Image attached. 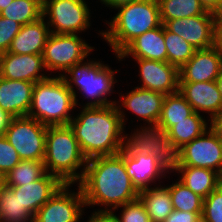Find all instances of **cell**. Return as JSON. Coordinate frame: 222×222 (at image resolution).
Returning a JSON list of instances; mask_svg holds the SVG:
<instances>
[{"instance_id":"ba28073f","label":"cell","mask_w":222,"mask_h":222,"mask_svg":"<svg viewBox=\"0 0 222 222\" xmlns=\"http://www.w3.org/2000/svg\"><path fill=\"white\" fill-rule=\"evenodd\" d=\"M86 0H44L42 17L53 34L86 32L92 22V12Z\"/></svg>"},{"instance_id":"52a82bcc","label":"cell","mask_w":222,"mask_h":222,"mask_svg":"<svg viewBox=\"0 0 222 222\" xmlns=\"http://www.w3.org/2000/svg\"><path fill=\"white\" fill-rule=\"evenodd\" d=\"M94 49L95 46H90L80 35L50 33L42 54L45 69L50 76L53 73L56 76L57 72L58 76H63L70 67L89 57Z\"/></svg>"},{"instance_id":"d590c367","label":"cell","mask_w":222,"mask_h":222,"mask_svg":"<svg viewBox=\"0 0 222 222\" xmlns=\"http://www.w3.org/2000/svg\"><path fill=\"white\" fill-rule=\"evenodd\" d=\"M20 161L15 148L4 135L0 136V173L6 176Z\"/></svg>"},{"instance_id":"b9f144b4","label":"cell","mask_w":222,"mask_h":222,"mask_svg":"<svg viewBox=\"0 0 222 222\" xmlns=\"http://www.w3.org/2000/svg\"><path fill=\"white\" fill-rule=\"evenodd\" d=\"M209 127L222 139V110L209 121Z\"/></svg>"},{"instance_id":"f546056e","label":"cell","mask_w":222,"mask_h":222,"mask_svg":"<svg viewBox=\"0 0 222 222\" xmlns=\"http://www.w3.org/2000/svg\"><path fill=\"white\" fill-rule=\"evenodd\" d=\"M43 161L21 160L6 176L7 187H19L33 183L46 174Z\"/></svg>"},{"instance_id":"2e32d148","label":"cell","mask_w":222,"mask_h":222,"mask_svg":"<svg viewBox=\"0 0 222 222\" xmlns=\"http://www.w3.org/2000/svg\"><path fill=\"white\" fill-rule=\"evenodd\" d=\"M118 154L124 159L126 172L138 191L163 183L160 180L167 179L166 175L171 173L151 154H129L124 148Z\"/></svg>"},{"instance_id":"8d00e7d4","label":"cell","mask_w":222,"mask_h":222,"mask_svg":"<svg viewBox=\"0 0 222 222\" xmlns=\"http://www.w3.org/2000/svg\"><path fill=\"white\" fill-rule=\"evenodd\" d=\"M21 24L0 15V52H8L13 38L19 33Z\"/></svg>"},{"instance_id":"8fae6325","label":"cell","mask_w":222,"mask_h":222,"mask_svg":"<svg viewBox=\"0 0 222 222\" xmlns=\"http://www.w3.org/2000/svg\"><path fill=\"white\" fill-rule=\"evenodd\" d=\"M74 186H77L76 191L71 189L73 184H63L46 204L36 212L34 222L83 221L86 208L84 196L80 186L78 184Z\"/></svg>"},{"instance_id":"6da1fadb","label":"cell","mask_w":222,"mask_h":222,"mask_svg":"<svg viewBox=\"0 0 222 222\" xmlns=\"http://www.w3.org/2000/svg\"><path fill=\"white\" fill-rule=\"evenodd\" d=\"M80 186L86 208L113 211L119 206L139 198V191L133 185L119 155L98 156L87 160Z\"/></svg>"},{"instance_id":"7c38bea8","label":"cell","mask_w":222,"mask_h":222,"mask_svg":"<svg viewBox=\"0 0 222 222\" xmlns=\"http://www.w3.org/2000/svg\"><path fill=\"white\" fill-rule=\"evenodd\" d=\"M176 166L207 168L222 176V139L209 127L179 149Z\"/></svg>"},{"instance_id":"d6a6232c","label":"cell","mask_w":222,"mask_h":222,"mask_svg":"<svg viewBox=\"0 0 222 222\" xmlns=\"http://www.w3.org/2000/svg\"><path fill=\"white\" fill-rule=\"evenodd\" d=\"M164 42L167 51V62L180 69L193 56L196 49L179 35L164 27Z\"/></svg>"},{"instance_id":"83f0119b","label":"cell","mask_w":222,"mask_h":222,"mask_svg":"<svg viewBox=\"0 0 222 222\" xmlns=\"http://www.w3.org/2000/svg\"><path fill=\"white\" fill-rule=\"evenodd\" d=\"M0 222H34V216L6 185L0 190Z\"/></svg>"},{"instance_id":"836d02e7","label":"cell","mask_w":222,"mask_h":222,"mask_svg":"<svg viewBox=\"0 0 222 222\" xmlns=\"http://www.w3.org/2000/svg\"><path fill=\"white\" fill-rule=\"evenodd\" d=\"M201 217L205 222H222V184L203 199Z\"/></svg>"},{"instance_id":"9a60e30c","label":"cell","mask_w":222,"mask_h":222,"mask_svg":"<svg viewBox=\"0 0 222 222\" xmlns=\"http://www.w3.org/2000/svg\"><path fill=\"white\" fill-rule=\"evenodd\" d=\"M139 67V88L165 95L179 91V69L168 62L132 58Z\"/></svg>"},{"instance_id":"ab89813d","label":"cell","mask_w":222,"mask_h":222,"mask_svg":"<svg viewBox=\"0 0 222 222\" xmlns=\"http://www.w3.org/2000/svg\"><path fill=\"white\" fill-rule=\"evenodd\" d=\"M214 47L222 54V14L216 15Z\"/></svg>"},{"instance_id":"7bdbcfd3","label":"cell","mask_w":222,"mask_h":222,"mask_svg":"<svg viewBox=\"0 0 222 222\" xmlns=\"http://www.w3.org/2000/svg\"><path fill=\"white\" fill-rule=\"evenodd\" d=\"M12 116L0 108V136L4 135L6 128L8 127Z\"/></svg>"},{"instance_id":"1f68e13d","label":"cell","mask_w":222,"mask_h":222,"mask_svg":"<svg viewBox=\"0 0 222 222\" xmlns=\"http://www.w3.org/2000/svg\"><path fill=\"white\" fill-rule=\"evenodd\" d=\"M176 180L172 181L171 185H166L171 195L173 210L202 213L203 198Z\"/></svg>"},{"instance_id":"277c9868","label":"cell","mask_w":222,"mask_h":222,"mask_svg":"<svg viewBox=\"0 0 222 222\" xmlns=\"http://www.w3.org/2000/svg\"><path fill=\"white\" fill-rule=\"evenodd\" d=\"M87 57L83 62L70 67L62 76L69 89L72 91L76 107H104L114 105V100L110 95L116 92L115 84L118 83L116 73L118 69L113 70L109 64L102 60L89 59ZM79 91V92H78ZM82 95L83 101L79 103L78 98ZM109 97V98H108ZM82 104V105H81Z\"/></svg>"},{"instance_id":"4fadbf2b","label":"cell","mask_w":222,"mask_h":222,"mask_svg":"<svg viewBox=\"0 0 222 222\" xmlns=\"http://www.w3.org/2000/svg\"><path fill=\"white\" fill-rule=\"evenodd\" d=\"M126 92L125 94L120 92L118 97L121 99L115 103L125 129L128 121L125 110L133 113L139 119L138 121L142 120V126H157L166 95L137 86Z\"/></svg>"},{"instance_id":"30bf717a","label":"cell","mask_w":222,"mask_h":222,"mask_svg":"<svg viewBox=\"0 0 222 222\" xmlns=\"http://www.w3.org/2000/svg\"><path fill=\"white\" fill-rule=\"evenodd\" d=\"M47 128L29 116L12 117L4 136L21 160L44 161Z\"/></svg>"},{"instance_id":"e575fe53","label":"cell","mask_w":222,"mask_h":222,"mask_svg":"<svg viewBox=\"0 0 222 222\" xmlns=\"http://www.w3.org/2000/svg\"><path fill=\"white\" fill-rule=\"evenodd\" d=\"M117 209H120V214L119 212L116 214L120 222H152L144 204L139 198L133 202L119 206L113 211Z\"/></svg>"},{"instance_id":"7402d4cb","label":"cell","mask_w":222,"mask_h":222,"mask_svg":"<svg viewBox=\"0 0 222 222\" xmlns=\"http://www.w3.org/2000/svg\"><path fill=\"white\" fill-rule=\"evenodd\" d=\"M63 183L54 175L46 173L33 183L19 187H10L18 195L24 209L33 216L60 189Z\"/></svg>"},{"instance_id":"ac0fdd59","label":"cell","mask_w":222,"mask_h":222,"mask_svg":"<svg viewBox=\"0 0 222 222\" xmlns=\"http://www.w3.org/2000/svg\"><path fill=\"white\" fill-rule=\"evenodd\" d=\"M222 72V54L213 46L196 50L179 69V82L215 81Z\"/></svg>"},{"instance_id":"f35d334b","label":"cell","mask_w":222,"mask_h":222,"mask_svg":"<svg viewBox=\"0 0 222 222\" xmlns=\"http://www.w3.org/2000/svg\"><path fill=\"white\" fill-rule=\"evenodd\" d=\"M201 215L202 213L173 210V212L164 222H194Z\"/></svg>"},{"instance_id":"44dd1931","label":"cell","mask_w":222,"mask_h":222,"mask_svg":"<svg viewBox=\"0 0 222 222\" xmlns=\"http://www.w3.org/2000/svg\"><path fill=\"white\" fill-rule=\"evenodd\" d=\"M34 85L0 77V108L12 117L28 116Z\"/></svg>"},{"instance_id":"5b68a950","label":"cell","mask_w":222,"mask_h":222,"mask_svg":"<svg viewBox=\"0 0 222 222\" xmlns=\"http://www.w3.org/2000/svg\"><path fill=\"white\" fill-rule=\"evenodd\" d=\"M43 162L46 172L63 184L74 185L82 180L87 158L69 125L48 126Z\"/></svg>"},{"instance_id":"7a4b0ae2","label":"cell","mask_w":222,"mask_h":222,"mask_svg":"<svg viewBox=\"0 0 222 222\" xmlns=\"http://www.w3.org/2000/svg\"><path fill=\"white\" fill-rule=\"evenodd\" d=\"M69 123L83 155L88 159L112 156L124 148L125 127L116 105L76 107Z\"/></svg>"},{"instance_id":"f6af8a7d","label":"cell","mask_w":222,"mask_h":222,"mask_svg":"<svg viewBox=\"0 0 222 222\" xmlns=\"http://www.w3.org/2000/svg\"><path fill=\"white\" fill-rule=\"evenodd\" d=\"M215 82L217 84L218 90H219L221 97H222V72L219 75V77L215 80Z\"/></svg>"},{"instance_id":"4316f807","label":"cell","mask_w":222,"mask_h":222,"mask_svg":"<svg viewBox=\"0 0 222 222\" xmlns=\"http://www.w3.org/2000/svg\"><path fill=\"white\" fill-rule=\"evenodd\" d=\"M193 113L192 106L179 91L167 94L163 101L157 126L167 131L175 122H181Z\"/></svg>"},{"instance_id":"74e56055","label":"cell","mask_w":222,"mask_h":222,"mask_svg":"<svg viewBox=\"0 0 222 222\" xmlns=\"http://www.w3.org/2000/svg\"><path fill=\"white\" fill-rule=\"evenodd\" d=\"M93 210L85 222H120L116 216L117 211Z\"/></svg>"},{"instance_id":"4dcf8cb0","label":"cell","mask_w":222,"mask_h":222,"mask_svg":"<svg viewBox=\"0 0 222 222\" xmlns=\"http://www.w3.org/2000/svg\"><path fill=\"white\" fill-rule=\"evenodd\" d=\"M42 9L43 2L41 0H13L11 4L0 12V15L23 26L40 19Z\"/></svg>"},{"instance_id":"e0dca14e","label":"cell","mask_w":222,"mask_h":222,"mask_svg":"<svg viewBox=\"0 0 222 222\" xmlns=\"http://www.w3.org/2000/svg\"><path fill=\"white\" fill-rule=\"evenodd\" d=\"M42 54L1 53L0 77L36 83L48 78Z\"/></svg>"},{"instance_id":"603a6c76","label":"cell","mask_w":222,"mask_h":222,"mask_svg":"<svg viewBox=\"0 0 222 222\" xmlns=\"http://www.w3.org/2000/svg\"><path fill=\"white\" fill-rule=\"evenodd\" d=\"M50 30L43 17L21 26L13 38L8 52L12 54H43Z\"/></svg>"},{"instance_id":"ffe728a7","label":"cell","mask_w":222,"mask_h":222,"mask_svg":"<svg viewBox=\"0 0 222 222\" xmlns=\"http://www.w3.org/2000/svg\"><path fill=\"white\" fill-rule=\"evenodd\" d=\"M125 57L167 62L163 24L136 37L116 55L119 62L125 60Z\"/></svg>"},{"instance_id":"60d3db41","label":"cell","mask_w":222,"mask_h":222,"mask_svg":"<svg viewBox=\"0 0 222 222\" xmlns=\"http://www.w3.org/2000/svg\"><path fill=\"white\" fill-rule=\"evenodd\" d=\"M204 9L216 15L221 14V0H199Z\"/></svg>"},{"instance_id":"d4e9b609","label":"cell","mask_w":222,"mask_h":222,"mask_svg":"<svg viewBox=\"0 0 222 222\" xmlns=\"http://www.w3.org/2000/svg\"><path fill=\"white\" fill-rule=\"evenodd\" d=\"M139 199L152 222H164L173 212L171 195L166 185H154L139 191Z\"/></svg>"},{"instance_id":"5bb4252c","label":"cell","mask_w":222,"mask_h":222,"mask_svg":"<svg viewBox=\"0 0 222 222\" xmlns=\"http://www.w3.org/2000/svg\"><path fill=\"white\" fill-rule=\"evenodd\" d=\"M216 14H206L166 21L163 26L185 39L196 50L214 46Z\"/></svg>"},{"instance_id":"484cf974","label":"cell","mask_w":222,"mask_h":222,"mask_svg":"<svg viewBox=\"0 0 222 222\" xmlns=\"http://www.w3.org/2000/svg\"><path fill=\"white\" fill-rule=\"evenodd\" d=\"M209 128L207 117L194 112L191 116L181 122H175L166 134L170 137L174 145L180 149L186 143L201 136Z\"/></svg>"},{"instance_id":"d6986e66","label":"cell","mask_w":222,"mask_h":222,"mask_svg":"<svg viewBox=\"0 0 222 222\" xmlns=\"http://www.w3.org/2000/svg\"><path fill=\"white\" fill-rule=\"evenodd\" d=\"M179 92L194 112L208 114L209 121L222 110V97L215 81L179 82Z\"/></svg>"},{"instance_id":"f1b7e54d","label":"cell","mask_w":222,"mask_h":222,"mask_svg":"<svg viewBox=\"0 0 222 222\" xmlns=\"http://www.w3.org/2000/svg\"><path fill=\"white\" fill-rule=\"evenodd\" d=\"M162 24L168 20L206 14L199 0H158Z\"/></svg>"},{"instance_id":"ee69618b","label":"cell","mask_w":222,"mask_h":222,"mask_svg":"<svg viewBox=\"0 0 222 222\" xmlns=\"http://www.w3.org/2000/svg\"><path fill=\"white\" fill-rule=\"evenodd\" d=\"M101 4H103L104 7H109L112 8L113 6L123 3V2H128V1H136V0H98Z\"/></svg>"},{"instance_id":"9c48e42d","label":"cell","mask_w":222,"mask_h":222,"mask_svg":"<svg viewBox=\"0 0 222 222\" xmlns=\"http://www.w3.org/2000/svg\"><path fill=\"white\" fill-rule=\"evenodd\" d=\"M140 126L125 132L124 149L129 154H151L171 172L178 164L179 149L160 127Z\"/></svg>"},{"instance_id":"bcb514c9","label":"cell","mask_w":222,"mask_h":222,"mask_svg":"<svg viewBox=\"0 0 222 222\" xmlns=\"http://www.w3.org/2000/svg\"><path fill=\"white\" fill-rule=\"evenodd\" d=\"M13 0H0V12L5 9Z\"/></svg>"},{"instance_id":"cb8c5ba5","label":"cell","mask_w":222,"mask_h":222,"mask_svg":"<svg viewBox=\"0 0 222 222\" xmlns=\"http://www.w3.org/2000/svg\"><path fill=\"white\" fill-rule=\"evenodd\" d=\"M171 173L178 174V180L203 199L222 184V176L207 168L175 166Z\"/></svg>"},{"instance_id":"c3c4849f","label":"cell","mask_w":222,"mask_h":222,"mask_svg":"<svg viewBox=\"0 0 222 222\" xmlns=\"http://www.w3.org/2000/svg\"><path fill=\"white\" fill-rule=\"evenodd\" d=\"M194 222H205L203 218L200 216Z\"/></svg>"},{"instance_id":"3957f363","label":"cell","mask_w":222,"mask_h":222,"mask_svg":"<svg viewBox=\"0 0 222 222\" xmlns=\"http://www.w3.org/2000/svg\"><path fill=\"white\" fill-rule=\"evenodd\" d=\"M111 9L117 13L104 22L106 30H99L98 36L118 55L133 39L148 30L162 25L158 0H136L117 4Z\"/></svg>"},{"instance_id":"8992f818","label":"cell","mask_w":222,"mask_h":222,"mask_svg":"<svg viewBox=\"0 0 222 222\" xmlns=\"http://www.w3.org/2000/svg\"><path fill=\"white\" fill-rule=\"evenodd\" d=\"M74 109L73 93L62 76L52 75L35 83L29 117L45 126H66L73 118Z\"/></svg>"},{"instance_id":"7dc6e473","label":"cell","mask_w":222,"mask_h":222,"mask_svg":"<svg viewBox=\"0 0 222 222\" xmlns=\"http://www.w3.org/2000/svg\"><path fill=\"white\" fill-rule=\"evenodd\" d=\"M5 186V176L0 173V190Z\"/></svg>"}]
</instances>
